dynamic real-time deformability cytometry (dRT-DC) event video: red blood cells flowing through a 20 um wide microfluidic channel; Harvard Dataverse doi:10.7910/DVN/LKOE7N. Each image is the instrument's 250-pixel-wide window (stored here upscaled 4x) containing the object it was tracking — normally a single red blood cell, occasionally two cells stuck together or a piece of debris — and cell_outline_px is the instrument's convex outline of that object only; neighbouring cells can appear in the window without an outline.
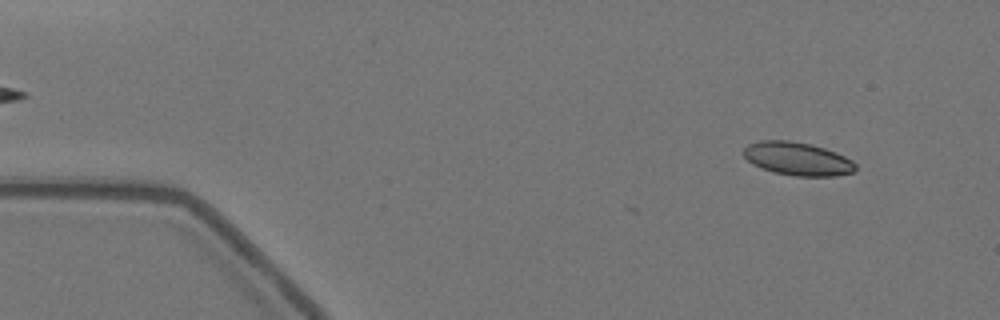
{"species": "Egyptian fruit bat (a non-hibernating species)", "species_latin": "Rousettus aegyptiacus", "temperature_condition": "warm", "stored_images_in_passage": 8, "camera_frame_rate_fps": 3000, "um_per_image_px": 0.085, "animal": {"sex": "female"}, "frame": {"image": 1, "passage_image": 5, "time_ms": 1.333, "image_size_px": [1000, 320], "cell_outline_px": [[856, 168], [852, 172], [836, 176], [796, 176], [772, 172], [752, 164], [744, 156], [744, 148], [748, 144], [760, 140], [788, 140], [812, 144], [836, 152], [852, 160], [856, 164]], "centroid_in_image_um": [67.78, 13.49], "position_along_channel_um": 17.2, "area_um2": 21.73}}